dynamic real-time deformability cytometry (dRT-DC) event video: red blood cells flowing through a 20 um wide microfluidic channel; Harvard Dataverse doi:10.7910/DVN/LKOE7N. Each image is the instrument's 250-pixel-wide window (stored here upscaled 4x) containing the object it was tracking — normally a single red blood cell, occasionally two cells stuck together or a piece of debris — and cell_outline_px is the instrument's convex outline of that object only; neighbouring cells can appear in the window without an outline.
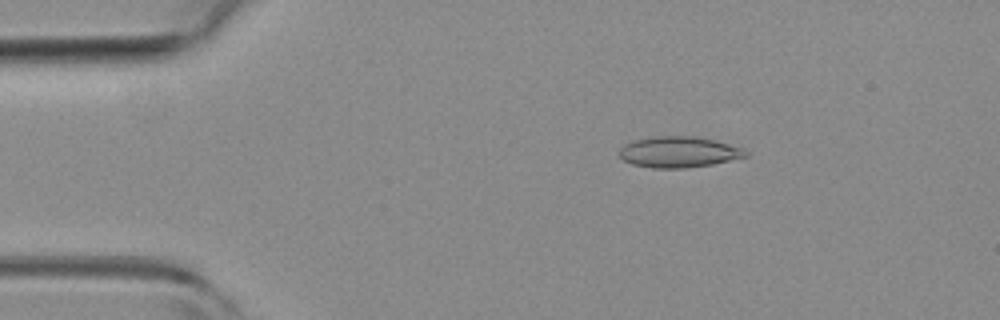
{"species": "common noctule bat (a hibernating species)", "species_latin": "Nyctalus noctula", "temperature_condition": "room temperature", "stored_images_in_passage": 48, "camera_frame_rate_fps": 3000, "um_per_image_px": 0.085, "animal": {"sex": "female", "body_mass_g": 19.3, "forearm_length_mm": 54.1}, "frame": {"image": 1, "passage_image": 6, "time_ms": 1.667, "image_size_px": [1000, 320], "cell_outline_px": [[748, 156], [712, 164], [688, 168], [652, 168], [632, 164], [624, 160], [620, 156], [620, 148], [624, 144], [632, 140], [656, 136], [692, 136], [712, 140], [744, 148], [748, 152]], "centroid_in_image_um": [57.68, 12.92], "position_along_channel_um": 27.3, "area_um2": 22.72}}
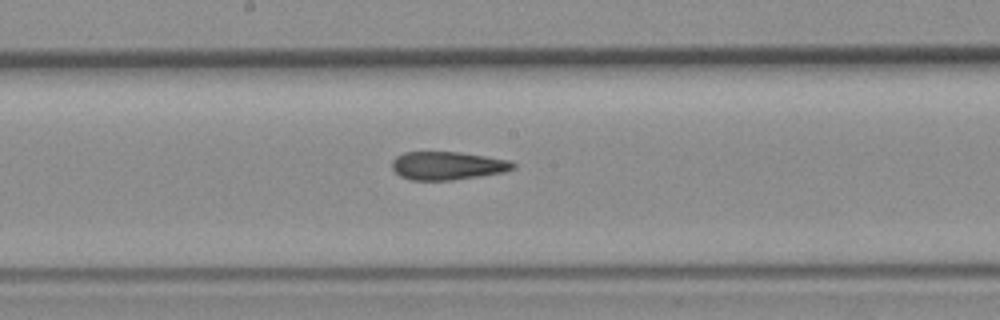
{"frame": {"image": 2, "passage_image": 24, "time_ms": 7.667, "image_size_px": [1000, 320], "cell_outline_px": [[516, 168], [504, 172], [480, 176], [452, 180], [412, 180], [400, 176], [392, 168], [392, 160], [396, 156], [404, 152], [460, 152], [512, 160], [516, 164]], "centroid_in_image_um": [38.07, 14.08], "position_along_channel_um": 210.1, "area_um2": 20.06}}
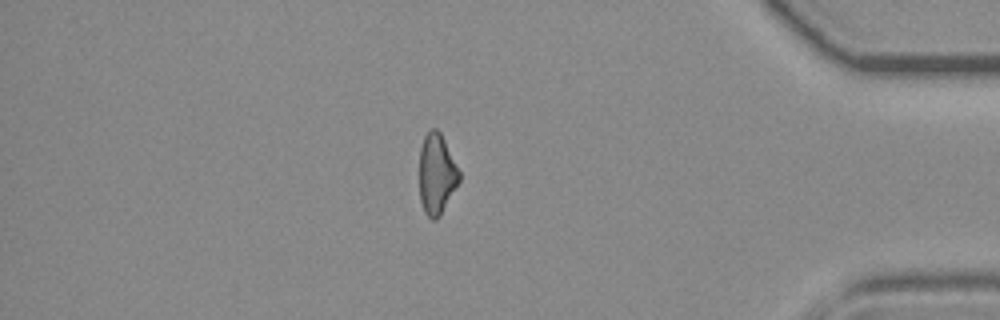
{"frame": {"image": 3, "passage_image": 41, "time_ms": 13.333, "image_size_px": [1000, 320], "cell_outline_px": [[460, 180], [440, 216], [436, 220], [432, 220], [424, 212], [420, 200], [420, 148], [424, 136], [432, 128], [436, 128], [440, 132], [460, 172]], "centroid_in_image_um": [37.11, 14.81], "position_along_channel_um": 398.1, "area_um2": 18.55}, "authors_computed_cell_mechanics": {"area_um2": 20.4612, "velocity_mm_per_s": 4.0138, "shape_relaxation_time_tau1_ms": null, "shape_relaxation_time_tau2_ms": 4.0157, "deformation_change_tau1": null, "deformation_change_tau2": 0.1394}}